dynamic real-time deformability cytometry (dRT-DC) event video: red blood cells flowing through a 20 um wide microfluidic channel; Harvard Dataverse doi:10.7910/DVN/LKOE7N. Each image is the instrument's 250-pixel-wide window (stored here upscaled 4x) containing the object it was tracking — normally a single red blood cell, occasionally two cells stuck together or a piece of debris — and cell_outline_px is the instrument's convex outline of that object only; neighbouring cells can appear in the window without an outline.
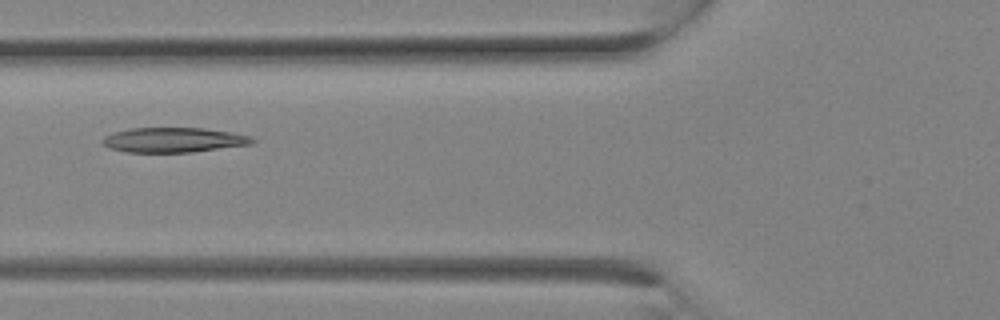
{"species": "Egyptian fruit bat (a non-hibernating species)", "species_latin": "Rousettus aegyptiacus", "temperature_condition": "room temperature", "stored_images_in_passage": 11, "camera_frame_rate_fps": 3000, "um_per_image_px": 0.085, "animal": {"sex": "female"}, "frame": {"image": 1, "passage_image": 10, "time_ms": 3.0, "image_size_px": [1000, 320], "cell_outline_px": [[256, 140], [252, 144], [192, 152], [128, 152], [108, 148], [100, 144], [100, 140], [104, 136], [112, 132], [132, 128], [204, 128], [252, 136]], "centroid_in_image_um": [14.7, 11.9], "position_along_channel_um": 111.1, "area_um2": 21.79}}